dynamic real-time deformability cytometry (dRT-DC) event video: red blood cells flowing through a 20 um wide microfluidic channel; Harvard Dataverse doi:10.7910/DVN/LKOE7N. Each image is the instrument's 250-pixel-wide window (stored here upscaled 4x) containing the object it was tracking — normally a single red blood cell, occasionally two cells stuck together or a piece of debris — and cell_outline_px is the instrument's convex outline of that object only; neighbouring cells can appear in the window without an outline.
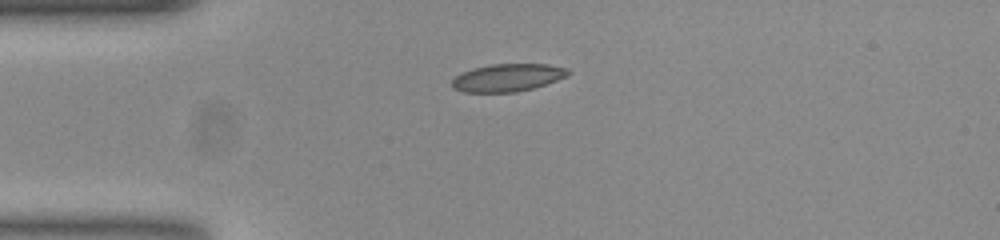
{"species": "common noctule bat (a hibernating species)", "species_latin": "Nyctalus noctula", "temperature_condition": "room temperature", "stored_images_in_passage": 42, "camera_frame_rate_fps": 3000, "um_per_image_px": 0.085, "animal": {"sex": "female", "body_mass_g": 23.0, "forearm_length_mm": 53.4}, "frame": {"image": 1, "passage_image": 1, "time_ms": 0.0, "image_size_px": [1000, 240], "cell_outline_px": [[572, 72], [568, 76], [532, 88], [516, 92], [464, 92], [452, 88], [452, 80], [456, 76], [472, 68], [492, 64], [548, 64], [568, 68]], "centroid_in_image_um": [43.17, 6.59], "position_along_channel_um": 41.8, "area_um2": 18.67}}
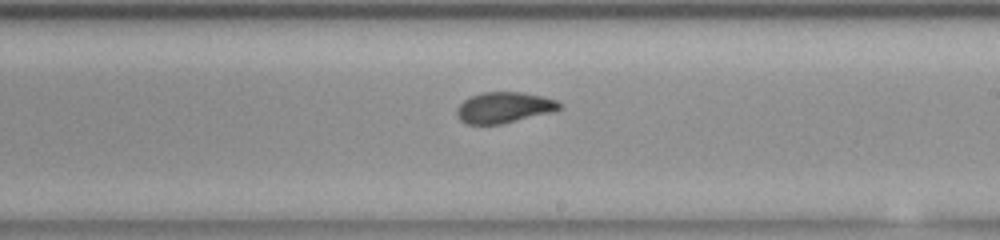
{"frame": {"image": 2, "passage_image": 19, "time_ms": 6.0, "image_size_px": [1000, 240], "cell_outline_px": [[564, 104], [560, 108], [552, 112], [500, 124], [468, 124], [460, 120], [456, 116], [456, 108], [464, 100], [480, 92], [520, 92], [540, 96], [556, 100]], "centroid_in_image_um": [42.82, 9.14], "position_along_channel_um": 246.2, "area_um2": 18.38}}
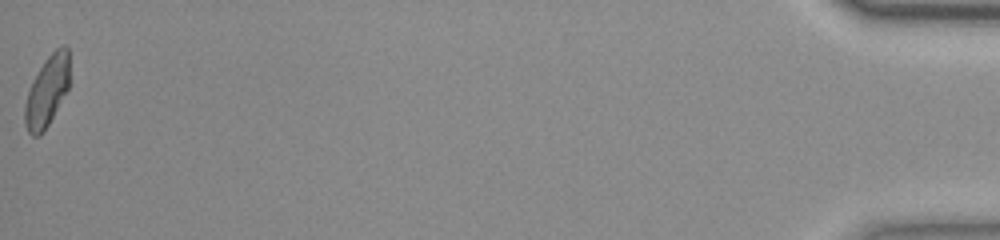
{"frame": {"image": 3, "passage_image": 42, "time_ms": 13.667, "image_size_px": [1000, 240], "cell_outline_px": [[68, 88], [44, 132], [40, 136], [32, 136], [28, 132], [24, 124], [24, 104], [28, 92], [44, 60], [56, 48], [64, 44], [68, 48]], "centroid_in_image_um": [3.97, 7.78], "position_along_channel_um": 431.2, "area_um2": 18.09}, "authors_computed_cell_mechanics": {"area_um2": 18.8428, "velocity_mm_per_s": 3.7688, "shape_relaxation_time_tau1_ms": null, "shape_relaxation_time_tau2_ms": 0.9276, "deformation_change_tau1": null, "deformation_change_tau2": 0.0388}}